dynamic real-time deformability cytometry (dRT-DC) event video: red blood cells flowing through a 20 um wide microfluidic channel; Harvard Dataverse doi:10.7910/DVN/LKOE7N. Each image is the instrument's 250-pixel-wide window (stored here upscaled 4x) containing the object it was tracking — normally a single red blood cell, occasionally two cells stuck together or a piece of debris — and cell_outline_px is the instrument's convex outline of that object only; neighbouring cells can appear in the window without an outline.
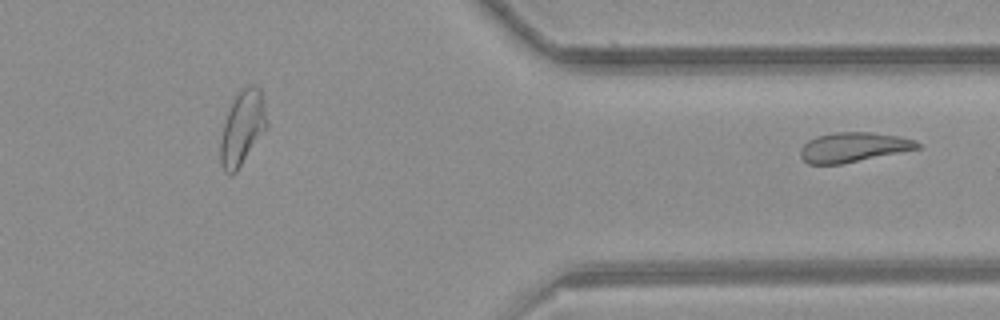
{"species": "common noctule bat (a hibernating species)", "species_latin": "Nyctalus noctula", "temperature_condition": "room temperature", "stored_images_in_passage": 34, "segment_of_instrument_passage": [2, 2], "camera_frame_rate_fps": 3000, "um_per_image_px": 0.085, "animal": {"sex": "female", "body_mass_g": 21.9}, "frame": {"image": 1, "passage_image": 34, "time_ms": 11.0, "image_size_px": [1000, 320], "cell_outline_px": [[920, 148], [840, 164], [808, 164], [800, 156], [800, 148], [808, 140], [816, 136], [836, 132], [868, 132], [900, 136], [916, 140], [920, 144]], "centroid_in_image_um": [72.52, 12.5], "position_along_channel_um": 338.9, "area_um2": 20.11}}